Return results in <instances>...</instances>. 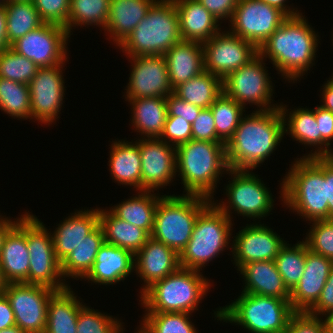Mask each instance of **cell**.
Listing matches in <instances>:
<instances>
[{
	"instance_id": "6da1fadb",
	"label": "cell",
	"mask_w": 333,
	"mask_h": 333,
	"mask_svg": "<svg viewBox=\"0 0 333 333\" xmlns=\"http://www.w3.org/2000/svg\"><path fill=\"white\" fill-rule=\"evenodd\" d=\"M284 134L279 108L256 110L251 115L242 116L232 138L225 145L228 168L253 171L274 152Z\"/></svg>"
},
{
	"instance_id": "7a4b0ae2",
	"label": "cell",
	"mask_w": 333,
	"mask_h": 333,
	"mask_svg": "<svg viewBox=\"0 0 333 333\" xmlns=\"http://www.w3.org/2000/svg\"><path fill=\"white\" fill-rule=\"evenodd\" d=\"M317 37L301 13L288 17L262 44L258 53L269 58L278 73L294 83L314 65Z\"/></svg>"
},
{
	"instance_id": "3957f363",
	"label": "cell",
	"mask_w": 333,
	"mask_h": 333,
	"mask_svg": "<svg viewBox=\"0 0 333 333\" xmlns=\"http://www.w3.org/2000/svg\"><path fill=\"white\" fill-rule=\"evenodd\" d=\"M297 158L281 182L280 198L308 221L328 220L324 157Z\"/></svg>"
},
{
	"instance_id": "277c9868",
	"label": "cell",
	"mask_w": 333,
	"mask_h": 333,
	"mask_svg": "<svg viewBox=\"0 0 333 333\" xmlns=\"http://www.w3.org/2000/svg\"><path fill=\"white\" fill-rule=\"evenodd\" d=\"M176 172L187 195L213 199L219 175L228 172L223 142L190 140L176 147Z\"/></svg>"
},
{
	"instance_id": "5b68a950",
	"label": "cell",
	"mask_w": 333,
	"mask_h": 333,
	"mask_svg": "<svg viewBox=\"0 0 333 333\" xmlns=\"http://www.w3.org/2000/svg\"><path fill=\"white\" fill-rule=\"evenodd\" d=\"M181 40L174 0H156L119 48L129 57L164 55Z\"/></svg>"
},
{
	"instance_id": "8992f818",
	"label": "cell",
	"mask_w": 333,
	"mask_h": 333,
	"mask_svg": "<svg viewBox=\"0 0 333 333\" xmlns=\"http://www.w3.org/2000/svg\"><path fill=\"white\" fill-rule=\"evenodd\" d=\"M200 271L179 268L140 296L147 312L193 313L211 286Z\"/></svg>"
},
{
	"instance_id": "52a82bcc",
	"label": "cell",
	"mask_w": 333,
	"mask_h": 333,
	"mask_svg": "<svg viewBox=\"0 0 333 333\" xmlns=\"http://www.w3.org/2000/svg\"><path fill=\"white\" fill-rule=\"evenodd\" d=\"M294 313L290 299L241 292L235 301L220 307L214 315L217 320L239 324L251 333H285Z\"/></svg>"
},
{
	"instance_id": "ba28073f",
	"label": "cell",
	"mask_w": 333,
	"mask_h": 333,
	"mask_svg": "<svg viewBox=\"0 0 333 333\" xmlns=\"http://www.w3.org/2000/svg\"><path fill=\"white\" fill-rule=\"evenodd\" d=\"M211 202L199 195H162L150 237L180 254L191 238L198 215Z\"/></svg>"
},
{
	"instance_id": "9c48e42d",
	"label": "cell",
	"mask_w": 333,
	"mask_h": 333,
	"mask_svg": "<svg viewBox=\"0 0 333 333\" xmlns=\"http://www.w3.org/2000/svg\"><path fill=\"white\" fill-rule=\"evenodd\" d=\"M231 220L211 202L198 215L191 238L179 254L180 267L202 271L205 264L218 257L230 243Z\"/></svg>"
},
{
	"instance_id": "30bf717a",
	"label": "cell",
	"mask_w": 333,
	"mask_h": 333,
	"mask_svg": "<svg viewBox=\"0 0 333 333\" xmlns=\"http://www.w3.org/2000/svg\"><path fill=\"white\" fill-rule=\"evenodd\" d=\"M48 232L37 217L26 212V240L30 266L28 279L24 283L62 291L69 286L64 282L65 279H61L63 278L61 262L54 252L51 232Z\"/></svg>"
},
{
	"instance_id": "8fae6325",
	"label": "cell",
	"mask_w": 333,
	"mask_h": 333,
	"mask_svg": "<svg viewBox=\"0 0 333 333\" xmlns=\"http://www.w3.org/2000/svg\"><path fill=\"white\" fill-rule=\"evenodd\" d=\"M265 68L264 58L258 53L245 66L222 80L223 93L244 108L248 103L258 106V111L279 108L280 105L271 104L274 90L268 70Z\"/></svg>"
},
{
	"instance_id": "7c38bea8",
	"label": "cell",
	"mask_w": 333,
	"mask_h": 333,
	"mask_svg": "<svg viewBox=\"0 0 333 333\" xmlns=\"http://www.w3.org/2000/svg\"><path fill=\"white\" fill-rule=\"evenodd\" d=\"M228 173L232 174L233 180L228 181L229 184L226 186L227 205L224 202H212L230 219V211L233 209L237 214L253 220L267 216L273 209L274 200L261 179L249 170L229 169Z\"/></svg>"
},
{
	"instance_id": "4fadbf2b",
	"label": "cell",
	"mask_w": 333,
	"mask_h": 333,
	"mask_svg": "<svg viewBox=\"0 0 333 333\" xmlns=\"http://www.w3.org/2000/svg\"><path fill=\"white\" fill-rule=\"evenodd\" d=\"M287 18L284 12L264 1L239 0L229 31L259 49Z\"/></svg>"
},
{
	"instance_id": "5bb4252c",
	"label": "cell",
	"mask_w": 333,
	"mask_h": 333,
	"mask_svg": "<svg viewBox=\"0 0 333 333\" xmlns=\"http://www.w3.org/2000/svg\"><path fill=\"white\" fill-rule=\"evenodd\" d=\"M55 292L42 285L8 283L4 294L11 304L16 325L25 333H44L49 299Z\"/></svg>"
},
{
	"instance_id": "9a60e30c",
	"label": "cell",
	"mask_w": 333,
	"mask_h": 333,
	"mask_svg": "<svg viewBox=\"0 0 333 333\" xmlns=\"http://www.w3.org/2000/svg\"><path fill=\"white\" fill-rule=\"evenodd\" d=\"M66 28L44 23L11 44L17 54L32 60L39 68L63 64L67 59Z\"/></svg>"
},
{
	"instance_id": "2e32d148",
	"label": "cell",
	"mask_w": 333,
	"mask_h": 333,
	"mask_svg": "<svg viewBox=\"0 0 333 333\" xmlns=\"http://www.w3.org/2000/svg\"><path fill=\"white\" fill-rule=\"evenodd\" d=\"M204 70L224 80L245 66L258 54V49L230 31L218 32L202 44Z\"/></svg>"
},
{
	"instance_id": "e0dca14e",
	"label": "cell",
	"mask_w": 333,
	"mask_h": 333,
	"mask_svg": "<svg viewBox=\"0 0 333 333\" xmlns=\"http://www.w3.org/2000/svg\"><path fill=\"white\" fill-rule=\"evenodd\" d=\"M63 64L38 68L29 83L32 119L52 124L59 118L64 99Z\"/></svg>"
},
{
	"instance_id": "ac0fdd59",
	"label": "cell",
	"mask_w": 333,
	"mask_h": 333,
	"mask_svg": "<svg viewBox=\"0 0 333 333\" xmlns=\"http://www.w3.org/2000/svg\"><path fill=\"white\" fill-rule=\"evenodd\" d=\"M131 74L126 86V99L166 98L173 93L169 80L168 66L164 55L129 57Z\"/></svg>"
},
{
	"instance_id": "d6986e66",
	"label": "cell",
	"mask_w": 333,
	"mask_h": 333,
	"mask_svg": "<svg viewBox=\"0 0 333 333\" xmlns=\"http://www.w3.org/2000/svg\"><path fill=\"white\" fill-rule=\"evenodd\" d=\"M138 139L141 157L142 191L163 188L176 177V147L160 138Z\"/></svg>"
},
{
	"instance_id": "ffe728a7",
	"label": "cell",
	"mask_w": 333,
	"mask_h": 333,
	"mask_svg": "<svg viewBox=\"0 0 333 333\" xmlns=\"http://www.w3.org/2000/svg\"><path fill=\"white\" fill-rule=\"evenodd\" d=\"M243 227L232 243V255L238 270L246 263L275 260L286 241L264 224Z\"/></svg>"
},
{
	"instance_id": "44dd1931",
	"label": "cell",
	"mask_w": 333,
	"mask_h": 333,
	"mask_svg": "<svg viewBox=\"0 0 333 333\" xmlns=\"http://www.w3.org/2000/svg\"><path fill=\"white\" fill-rule=\"evenodd\" d=\"M332 267V259L312 252L306 244L304 273L290 292V304L295 312H307L317 302Z\"/></svg>"
},
{
	"instance_id": "7402d4cb",
	"label": "cell",
	"mask_w": 333,
	"mask_h": 333,
	"mask_svg": "<svg viewBox=\"0 0 333 333\" xmlns=\"http://www.w3.org/2000/svg\"><path fill=\"white\" fill-rule=\"evenodd\" d=\"M134 271L144 281L141 294L155 282L180 268L179 254L151 237L134 255Z\"/></svg>"
},
{
	"instance_id": "603a6c76",
	"label": "cell",
	"mask_w": 333,
	"mask_h": 333,
	"mask_svg": "<svg viewBox=\"0 0 333 333\" xmlns=\"http://www.w3.org/2000/svg\"><path fill=\"white\" fill-rule=\"evenodd\" d=\"M24 214L7 233L1 248L0 266L7 283H22L28 279L30 255L26 240V213Z\"/></svg>"
},
{
	"instance_id": "cb8c5ba5",
	"label": "cell",
	"mask_w": 333,
	"mask_h": 333,
	"mask_svg": "<svg viewBox=\"0 0 333 333\" xmlns=\"http://www.w3.org/2000/svg\"><path fill=\"white\" fill-rule=\"evenodd\" d=\"M280 105L279 109L283 117L284 132L287 134L289 133V135L299 143L310 147H318L315 148L317 150L313 153L311 150V154L304 155L302 158L333 157L332 149H329L330 146L321 138L318 124L315 119V108L311 110L306 107H298V109L296 108L289 113L286 109V105Z\"/></svg>"
},
{
	"instance_id": "d4e9b609",
	"label": "cell",
	"mask_w": 333,
	"mask_h": 333,
	"mask_svg": "<svg viewBox=\"0 0 333 333\" xmlns=\"http://www.w3.org/2000/svg\"><path fill=\"white\" fill-rule=\"evenodd\" d=\"M134 264L133 253L105 242L98 250L95 262L84 278L95 284L112 285L124 281L133 272Z\"/></svg>"
},
{
	"instance_id": "484cf974",
	"label": "cell",
	"mask_w": 333,
	"mask_h": 333,
	"mask_svg": "<svg viewBox=\"0 0 333 333\" xmlns=\"http://www.w3.org/2000/svg\"><path fill=\"white\" fill-rule=\"evenodd\" d=\"M99 225V209L72 213L58 225L52 235L54 252L62 263L78 244Z\"/></svg>"
},
{
	"instance_id": "4316f807",
	"label": "cell",
	"mask_w": 333,
	"mask_h": 333,
	"mask_svg": "<svg viewBox=\"0 0 333 333\" xmlns=\"http://www.w3.org/2000/svg\"><path fill=\"white\" fill-rule=\"evenodd\" d=\"M181 39L204 43L221 31L219 22L198 0H174Z\"/></svg>"
},
{
	"instance_id": "83f0119b",
	"label": "cell",
	"mask_w": 333,
	"mask_h": 333,
	"mask_svg": "<svg viewBox=\"0 0 333 333\" xmlns=\"http://www.w3.org/2000/svg\"><path fill=\"white\" fill-rule=\"evenodd\" d=\"M239 271L245 281L243 293L290 299V291L274 260L246 263Z\"/></svg>"
},
{
	"instance_id": "f1b7e54d",
	"label": "cell",
	"mask_w": 333,
	"mask_h": 333,
	"mask_svg": "<svg viewBox=\"0 0 333 333\" xmlns=\"http://www.w3.org/2000/svg\"><path fill=\"white\" fill-rule=\"evenodd\" d=\"M164 56L173 89L204 71V50L200 42L181 40Z\"/></svg>"
},
{
	"instance_id": "f546056e",
	"label": "cell",
	"mask_w": 333,
	"mask_h": 333,
	"mask_svg": "<svg viewBox=\"0 0 333 333\" xmlns=\"http://www.w3.org/2000/svg\"><path fill=\"white\" fill-rule=\"evenodd\" d=\"M156 0H111L108 22L104 28L120 46L146 16Z\"/></svg>"
},
{
	"instance_id": "4dcf8cb0",
	"label": "cell",
	"mask_w": 333,
	"mask_h": 333,
	"mask_svg": "<svg viewBox=\"0 0 333 333\" xmlns=\"http://www.w3.org/2000/svg\"><path fill=\"white\" fill-rule=\"evenodd\" d=\"M113 141L110 151L109 170L112 179L119 184L133 186L142 191L141 157L137 141Z\"/></svg>"
},
{
	"instance_id": "1f68e13d",
	"label": "cell",
	"mask_w": 333,
	"mask_h": 333,
	"mask_svg": "<svg viewBox=\"0 0 333 333\" xmlns=\"http://www.w3.org/2000/svg\"><path fill=\"white\" fill-rule=\"evenodd\" d=\"M70 286L56 291L49 299L47 325L44 333H77V319L82 302Z\"/></svg>"
},
{
	"instance_id": "d6a6232c",
	"label": "cell",
	"mask_w": 333,
	"mask_h": 333,
	"mask_svg": "<svg viewBox=\"0 0 333 333\" xmlns=\"http://www.w3.org/2000/svg\"><path fill=\"white\" fill-rule=\"evenodd\" d=\"M99 224L106 243L126 249L134 255L150 238L144 229L121 220L108 209L99 208Z\"/></svg>"
},
{
	"instance_id": "836d02e7",
	"label": "cell",
	"mask_w": 333,
	"mask_h": 333,
	"mask_svg": "<svg viewBox=\"0 0 333 333\" xmlns=\"http://www.w3.org/2000/svg\"><path fill=\"white\" fill-rule=\"evenodd\" d=\"M132 107L131 120L135 130L144 138H160L168 115L166 98L127 99ZM145 134V135H144Z\"/></svg>"
},
{
	"instance_id": "e575fe53",
	"label": "cell",
	"mask_w": 333,
	"mask_h": 333,
	"mask_svg": "<svg viewBox=\"0 0 333 333\" xmlns=\"http://www.w3.org/2000/svg\"><path fill=\"white\" fill-rule=\"evenodd\" d=\"M105 243L104 233L99 224L71 254L61 263L63 278L83 279L91 270L95 262L96 255L101 246Z\"/></svg>"
},
{
	"instance_id": "d590c367",
	"label": "cell",
	"mask_w": 333,
	"mask_h": 333,
	"mask_svg": "<svg viewBox=\"0 0 333 333\" xmlns=\"http://www.w3.org/2000/svg\"><path fill=\"white\" fill-rule=\"evenodd\" d=\"M161 197L151 191H139L138 195L111 207L110 211L121 220L140 227L151 235L155 211Z\"/></svg>"
},
{
	"instance_id": "8d00e7d4",
	"label": "cell",
	"mask_w": 333,
	"mask_h": 333,
	"mask_svg": "<svg viewBox=\"0 0 333 333\" xmlns=\"http://www.w3.org/2000/svg\"><path fill=\"white\" fill-rule=\"evenodd\" d=\"M222 93V80L205 70L173 89L178 98L202 109L210 108Z\"/></svg>"
},
{
	"instance_id": "74e56055",
	"label": "cell",
	"mask_w": 333,
	"mask_h": 333,
	"mask_svg": "<svg viewBox=\"0 0 333 333\" xmlns=\"http://www.w3.org/2000/svg\"><path fill=\"white\" fill-rule=\"evenodd\" d=\"M4 4L7 17V36L10 45L44 24L32 0L5 2Z\"/></svg>"
},
{
	"instance_id": "f35d334b",
	"label": "cell",
	"mask_w": 333,
	"mask_h": 333,
	"mask_svg": "<svg viewBox=\"0 0 333 333\" xmlns=\"http://www.w3.org/2000/svg\"><path fill=\"white\" fill-rule=\"evenodd\" d=\"M0 109L14 119H31L29 85L0 77Z\"/></svg>"
},
{
	"instance_id": "ab89813d",
	"label": "cell",
	"mask_w": 333,
	"mask_h": 333,
	"mask_svg": "<svg viewBox=\"0 0 333 333\" xmlns=\"http://www.w3.org/2000/svg\"><path fill=\"white\" fill-rule=\"evenodd\" d=\"M111 0H70L68 34L72 27L98 25L105 28L108 22Z\"/></svg>"
},
{
	"instance_id": "60d3db41",
	"label": "cell",
	"mask_w": 333,
	"mask_h": 333,
	"mask_svg": "<svg viewBox=\"0 0 333 333\" xmlns=\"http://www.w3.org/2000/svg\"><path fill=\"white\" fill-rule=\"evenodd\" d=\"M287 242L280 248L278 256L275 258L277 270L283 281L291 292L301 279L306 260V242L298 241L291 247Z\"/></svg>"
},
{
	"instance_id": "b9f144b4",
	"label": "cell",
	"mask_w": 333,
	"mask_h": 333,
	"mask_svg": "<svg viewBox=\"0 0 333 333\" xmlns=\"http://www.w3.org/2000/svg\"><path fill=\"white\" fill-rule=\"evenodd\" d=\"M210 109L215 120L216 135L226 145L238 127L245 108L222 93Z\"/></svg>"
},
{
	"instance_id": "7bdbcfd3",
	"label": "cell",
	"mask_w": 333,
	"mask_h": 333,
	"mask_svg": "<svg viewBox=\"0 0 333 333\" xmlns=\"http://www.w3.org/2000/svg\"><path fill=\"white\" fill-rule=\"evenodd\" d=\"M190 313L146 312L141 325L149 333H197Z\"/></svg>"
},
{
	"instance_id": "ee69618b",
	"label": "cell",
	"mask_w": 333,
	"mask_h": 333,
	"mask_svg": "<svg viewBox=\"0 0 333 333\" xmlns=\"http://www.w3.org/2000/svg\"><path fill=\"white\" fill-rule=\"evenodd\" d=\"M38 66L25 56L8 48L0 53V77L29 85Z\"/></svg>"
},
{
	"instance_id": "f6af8a7d",
	"label": "cell",
	"mask_w": 333,
	"mask_h": 333,
	"mask_svg": "<svg viewBox=\"0 0 333 333\" xmlns=\"http://www.w3.org/2000/svg\"><path fill=\"white\" fill-rule=\"evenodd\" d=\"M112 317L84 304L78 314L77 333H123L122 323Z\"/></svg>"
},
{
	"instance_id": "bcb514c9",
	"label": "cell",
	"mask_w": 333,
	"mask_h": 333,
	"mask_svg": "<svg viewBox=\"0 0 333 333\" xmlns=\"http://www.w3.org/2000/svg\"><path fill=\"white\" fill-rule=\"evenodd\" d=\"M305 242L314 253L333 260V219L313 221Z\"/></svg>"
},
{
	"instance_id": "7dc6e473",
	"label": "cell",
	"mask_w": 333,
	"mask_h": 333,
	"mask_svg": "<svg viewBox=\"0 0 333 333\" xmlns=\"http://www.w3.org/2000/svg\"><path fill=\"white\" fill-rule=\"evenodd\" d=\"M42 21L66 28L68 33V15L70 0H32Z\"/></svg>"
},
{
	"instance_id": "c3c4849f",
	"label": "cell",
	"mask_w": 333,
	"mask_h": 333,
	"mask_svg": "<svg viewBox=\"0 0 333 333\" xmlns=\"http://www.w3.org/2000/svg\"><path fill=\"white\" fill-rule=\"evenodd\" d=\"M160 139L177 147L192 140V125L179 116H167Z\"/></svg>"
},
{
	"instance_id": "681fc988",
	"label": "cell",
	"mask_w": 333,
	"mask_h": 333,
	"mask_svg": "<svg viewBox=\"0 0 333 333\" xmlns=\"http://www.w3.org/2000/svg\"><path fill=\"white\" fill-rule=\"evenodd\" d=\"M325 321L307 312H295L288 323L285 333H325Z\"/></svg>"
},
{
	"instance_id": "f907efd6",
	"label": "cell",
	"mask_w": 333,
	"mask_h": 333,
	"mask_svg": "<svg viewBox=\"0 0 333 333\" xmlns=\"http://www.w3.org/2000/svg\"><path fill=\"white\" fill-rule=\"evenodd\" d=\"M192 140L222 142L216 135L215 120L210 108L202 109L192 123Z\"/></svg>"
},
{
	"instance_id": "816d5d0a",
	"label": "cell",
	"mask_w": 333,
	"mask_h": 333,
	"mask_svg": "<svg viewBox=\"0 0 333 333\" xmlns=\"http://www.w3.org/2000/svg\"><path fill=\"white\" fill-rule=\"evenodd\" d=\"M166 103L168 111L167 116H179V118H183L191 125L202 110V108L178 98L173 93L166 97Z\"/></svg>"
},
{
	"instance_id": "f5cc1de1",
	"label": "cell",
	"mask_w": 333,
	"mask_h": 333,
	"mask_svg": "<svg viewBox=\"0 0 333 333\" xmlns=\"http://www.w3.org/2000/svg\"><path fill=\"white\" fill-rule=\"evenodd\" d=\"M333 311V267L317 302L307 311L313 316L327 315Z\"/></svg>"
},
{
	"instance_id": "db71d44e",
	"label": "cell",
	"mask_w": 333,
	"mask_h": 333,
	"mask_svg": "<svg viewBox=\"0 0 333 333\" xmlns=\"http://www.w3.org/2000/svg\"><path fill=\"white\" fill-rule=\"evenodd\" d=\"M215 18L216 20L230 21L239 0H198ZM225 18V19H224ZM230 18V19H229Z\"/></svg>"
},
{
	"instance_id": "11a10c76",
	"label": "cell",
	"mask_w": 333,
	"mask_h": 333,
	"mask_svg": "<svg viewBox=\"0 0 333 333\" xmlns=\"http://www.w3.org/2000/svg\"><path fill=\"white\" fill-rule=\"evenodd\" d=\"M315 119L321 138L330 146L333 139V113L322 106L315 108Z\"/></svg>"
},
{
	"instance_id": "9f6ffc18",
	"label": "cell",
	"mask_w": 333,
	"mask_h": 333,
	"mask_svg": "<svg viewBox=\"0 0 333 333\" xmlns=\"http://www.w3.org/2000/svg\"><path fill=\"white\" fill-rule=\"evenodd\" d=\"M324 177L328 199V219H333V157H324Z\"/></svg>"
},
{
	"instance_id": "6f0895ef",
	"label": "cell",
	"mask_w": 333,
	"mask_h": 333,
	"mask_svg": "<svg viewBox=\"0 0 333 333\" xmlns=\"http://www.w3.org/2000/svg\"><path fill=\"white\" fill-rule=\"evenodd\" d=\"M16 325L15 315L5 294L0 295V330Z\"/></svg>"
},
{
	"instance_id": "680465c9",
	"label": "cell",
	"mask_w": 333,
	"mask_h": 333,
	"mask_svg": "<svg viewBox=\"0 0 333 333\" xmlns=\"http://www.w3.org/2000/svg\"><path fill=\"white\" fill-rule=\"evenodd\" d=\"M10 47L7 36L6 8L5 4H0V53Z\"/></svg>"
},
{
	"instance_id": "91938a15",
	"label": "cell",
	"mask_w": 333,
	"mask_h": 333,
	"mask_svg": "<svg viewBox=\"0 0 333 333\" xmlns=\"http://www.w3.org/2000/svg\"><path fill=\"white\" fill-rule=\"evenodd\" d=\"M327 80L324 85L322 95V106L324 109L330 110L333 113V76Z\"/></svg>"
},
{
	"instance_id": "94428289",
	"label": "cell",
	"mask_w": 333,
	"mask_h": 333,
	"mask_svg": "<svg viewBox=\"0 0 333 333\" xmlns=\"http://www.w3.org/2000/svg\"><path fill=\"white\" fill-rule=\"evenodd\" d=\"M261 1H264L265 3L269 4L270 6L278 8L279 10L284 12L288 17H293V16H297V15L301 14L298 10L296 11L295 8H293V10H292V8L290 9V6L285 4V2H287V0H261Z\"/></svg>"
},
{
	"instance_id": "6125c7cd",
	"label": "cell",
	"mask_w": 333,
	"mask_h": 333,
	"mask_svg": "<svg viewBox=\"0 0 333 333\" xmlns=\"http://www.w3.org/2000/svg\"><path fill=\"white\" fill-rule=\"evenodd\" d=\"M0 253L3 246V241L7 233L16 225L17 221H12L10 218L0 215ZM5 217V218H3Z\"/></svg>"
},
{
	"instance_id": "be15d7a7",
	"label": "cell",
	"mask_w": 333,
	"mask_h": 333,
	"mask_svg": "<svg viewBox=\"0 0 333 333\" xmlns=\"http://www.w3.org/2000/svg\"><path fill=\"white\" fill-rule=\"evenodd\" d=\"M325 317L326 331L328 333H333V311L328 313Z\"/></svg>"
},
{
	"instance_id": "e7e4bbea",
	"label": "cell",
	"mask_w": 333,
	"mask_h": 333,
	"mask_svg": "<svg viewBox=\"0 0 333 333\" xmlns=\"http://www.w3.org/2000/svg\"><path fill=\"white\" fill-rule=\"evenodd\" d=\"M0 333H25L17 325L0 330Z\"/></svg>"
},
{
	"instance_id": "03108f58",
	"label": "cell",
	"mask_w": 333,
	"mask_h": 333,
	"mask_svg": "<svg viewBox=\"0 0 333 333\" xmlns=\"http://www.w3.org/2000/svg\"><path fill=\"white\" fill-rule=\"evenodd\" d=\"M7 284L8 283L6 282V280L3 277V273L1 270V266H0V295L4 294Z\"/></svg>"
},
{
	"instance_id": "003e7915",
	"label": "cell",
	"mask_w": 333,
	"mask_h": 333,
	"mask_svg": "<svg viewBox=\"0 0 333 333\" xmlns=\"http://www.w3.org/2000/svg\"><path fill=\"white\" fill-rule=\"evenodd\" d=\"M136 333H149L143 326Z\"/></svg>"
},
{
	"instance_id": "a7ac6f4b",
	"label": "cell",
	"mask_w": 333,
	"mask_h": 333,
	"mask_svg": "<svg viewBox=\"0 0 333 333\" xmlns=\"http://www.w3.org/2000/svg\"><path fill=\"white\" fill-rule=\"evenodd\" d=\"M30 1V0H5V2Z\"/></svg>"
},
{
	"instance_id": "89a4df30",
	"label": "cell",
	"mask_w": 333,
	"mask_h": 333,
	"mask_svg": "<svg viewBox=\"0 0 333 333\" xmlns=\"http://www.w3.org/2000/svg\"><path fill=\"white\" fill-rule=\"evenodd\" d=\"M5 3V0H0V4H4Z\"/></svg>"
}]
</instances>
